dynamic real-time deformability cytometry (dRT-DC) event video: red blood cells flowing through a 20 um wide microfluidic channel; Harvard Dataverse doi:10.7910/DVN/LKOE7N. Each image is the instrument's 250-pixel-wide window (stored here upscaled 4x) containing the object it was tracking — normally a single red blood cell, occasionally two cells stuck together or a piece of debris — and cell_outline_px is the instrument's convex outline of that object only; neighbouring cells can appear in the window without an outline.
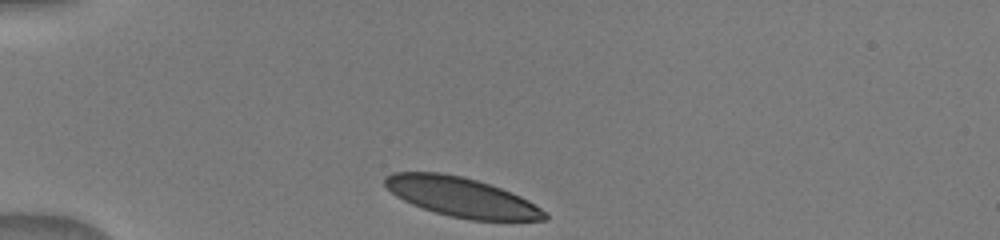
{"species": "human", "species_latin": "Homo sapiens", "temperature_condition": "warm", "stored_images_in_passage": 58, "camera_frame_rate_fps": 3000, "um_per_image_px": 0.085, "donor": {"sex": "male"}, "frame": {"image": 1, "passage_image": 1, "time_ms": 0.0, "image_size_px": [1000, 240], "cell_outline_px": [[548, 220], [472, 220], [452, 216], [436, 212], [412, 204], [396, 196], [384, 184], [384, 176], [392, 172], [440, 172], [460, 176], [476, 180], [512, 192], [528, 200], [548, 212]], "centroid_in_image_um": [39.24, 16.75], "position_along_channel_um": 45.8, "area_um2": 36.47}}
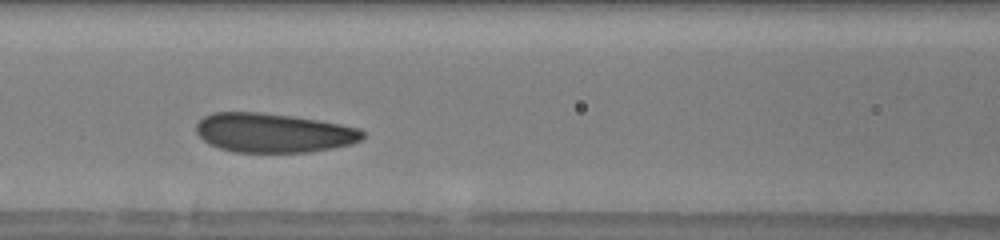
{"frame": {"image": 2, "passage_image": 18, "time_ms": 3.333, "image_size_px": [1000, 240], "cell_outline_px": [[364, 136], [360, 140], [352, 144], [332, 148], [308, 152], [232, 152], [208, 144], [196, 132], [196, 124], [204, 116], [212, 112], [260, 112], [292, 116], [340, 124], [360, 128], [364, 132]], "centroid_in_image_um": [23.22, 11.29], "position_along_channel_um": 143.4, "area_um2": 38.09}}
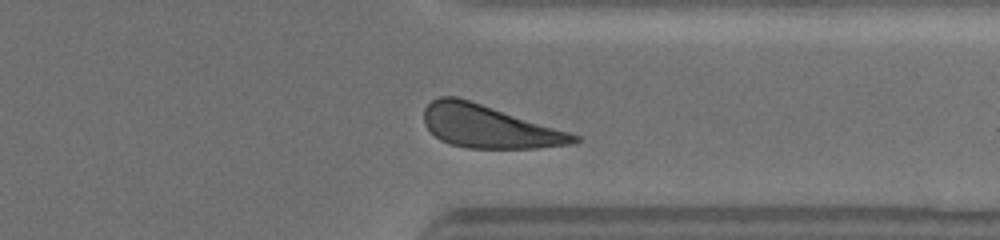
{"frame": {"image": 3, "passage_image": 46, "time_ms": 9.0, "image_size_px": [1000, 240], "cell_outline_px": [[580, 140], [572, 144], [536, 148], [464, 148], [448, 144], [440, 140], [424, 124], [424, 108], [432, 100], [440, 96], [456, 96], [568, 132], [580, 136]], "centroid_in_image_um": [41.51, 10.77], "position_along_channel_um": 369.9, "area_um2": 36.88}}